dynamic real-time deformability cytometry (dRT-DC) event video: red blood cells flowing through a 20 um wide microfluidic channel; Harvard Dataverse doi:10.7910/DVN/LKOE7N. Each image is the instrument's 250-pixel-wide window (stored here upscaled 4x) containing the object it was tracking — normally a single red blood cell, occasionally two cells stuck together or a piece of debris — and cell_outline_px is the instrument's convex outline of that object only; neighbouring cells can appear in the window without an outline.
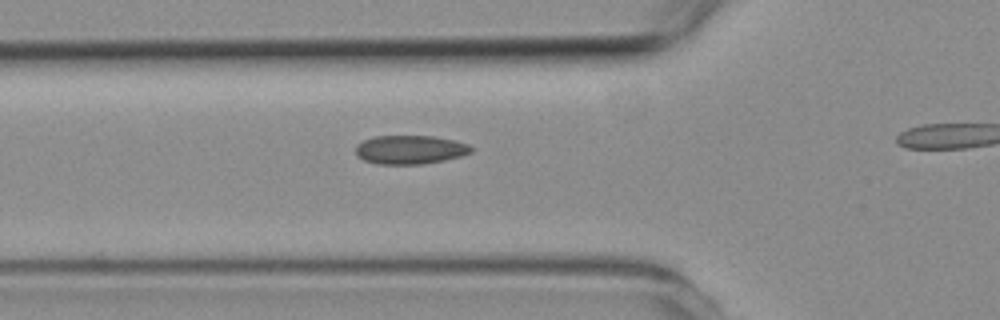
{"species": "common noctule bat (a hibernating species)", "species_latin": "Nyctalus noctula", "temperature_condition": "room temperature", "stored_images_in_passage": 5, "segment_of_instrument_passage": [1, 2], "camera_frame_rate_fps": 3000, "um_per_image_px": 0.085, "animal": {"sex": "female", "body_mass_g": 19.3, "forearm_length_mm": 54.1}, "frame": {"image": 1, "passage_image": 4, "time_ms": 3.667, "image_size_px": [1000, 320], "cell_outline_px": [[472, 152], [460, 156], [444, 160], [424, 164], [376, 164], [364, 160], [356, 156], [356, 144], [364, 140], [376, 136], [432, 136], [452, 140], [468, 144], [472, 148]], "centroid_in_image_um": [34.82, 12.73], "position_along_channel_um": 91.0, "area_um2": 19.31}}